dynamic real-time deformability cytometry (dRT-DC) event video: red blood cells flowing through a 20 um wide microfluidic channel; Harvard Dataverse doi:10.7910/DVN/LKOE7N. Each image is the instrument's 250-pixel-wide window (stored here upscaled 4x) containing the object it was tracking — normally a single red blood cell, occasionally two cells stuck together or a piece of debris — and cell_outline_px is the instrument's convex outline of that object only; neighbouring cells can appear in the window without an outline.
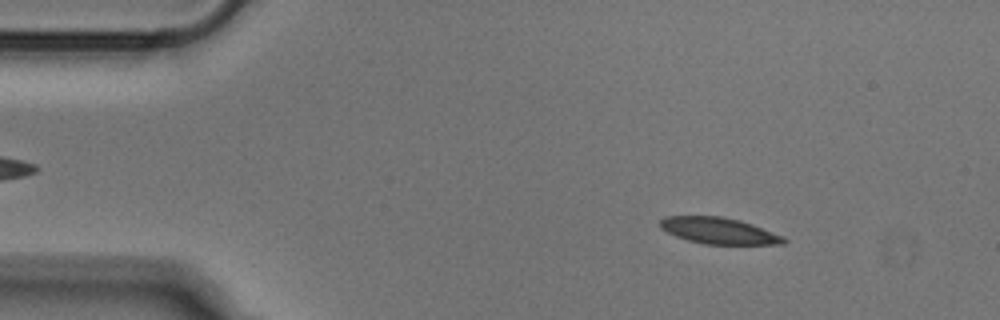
{"species": "Egyptian fruit bat (a non-hibernating species)", "species_latin": "Rousettus aegyptiacus", "temperature_condition": "cold", "stored_images_in_passage": 50, "camera_frame_rate_fps": 3000, "um_per_image_px": 0.085, "animal": {"sex": "male"}, "frame": {"image": 1, "passage_image": 6, "time_ms": 1.667, "image_size_px": [1000, 320], "cell_outline_px": [[788, 240], [784, 244], [704, 244], [688, 240], [676, 236], [660, 228], [660, 220], [664, 216], [724, 216], [740, 220], [752, 224], [784, 236]], "centroid_in_image_um": [61.11, 19.61], "position_along_channel_um": 23.9, "area_um2": 19.02}}
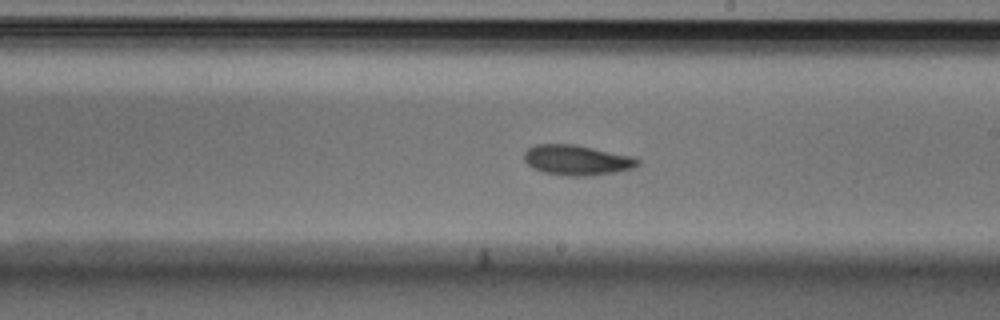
{"frame": {"image": 2, "passage_image": 28, "time_ms": 9.0, "image_size_px": [1000, 320], "cell_outline_px": [[640, 164], [632, 168], [616, 172], [588, 176], [564, 176], [544, 172], [532, 168], [524, 160], [524, 152], [528, 148], [536, 144], [576, 144], [632, 156], [640, 160]], "centroid_in_image_um": [49.03, 13.61], "position_along_channel_um": 240.0, "area_um2": 20.11}}
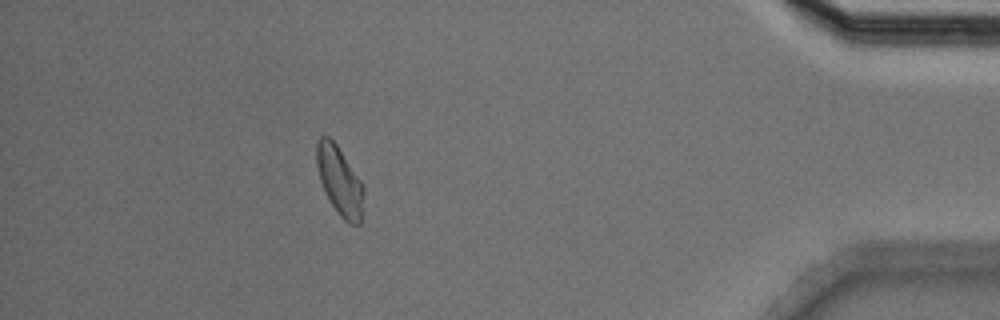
{"frame": {"image": 3, "passage_image": 45, "time_ms": 14.667, "image_size_px": [1000, 320], "cell_outline_px": [[364, 192], [360, 224], [348, 224], [340, 216], [332, 204], [320, 180], [316, 164], [316, 144], [320, 136], [328, 136], [336, 144], [364, 184]], "centroid_in_image_um": [28.88, 15.36], "position_along_channel_um": 406.3, "area_um2": 18.73}}